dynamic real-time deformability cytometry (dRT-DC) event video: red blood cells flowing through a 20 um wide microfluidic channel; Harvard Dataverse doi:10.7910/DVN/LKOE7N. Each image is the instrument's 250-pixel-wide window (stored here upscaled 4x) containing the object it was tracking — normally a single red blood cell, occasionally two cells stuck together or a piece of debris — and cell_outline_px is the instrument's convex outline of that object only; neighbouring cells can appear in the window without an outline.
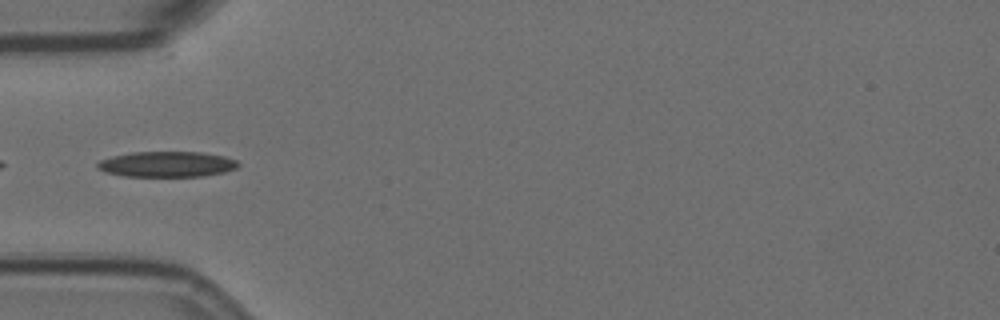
{"species": "Egyptian fruit bat (a non-hibernating species)", "species_latin": "Rousettus aegyptiacus", "temperature_condition": "room temperature", "stored_images_in_passage": 34, "camera_frame_rate_fps": 3000, "um_per_image_px": 0.085, "animal": {"sex": "female"}, "frame": {"image": 1, "passage_image": 1, "time_ms": 0.0, "image_size_px": [1000, 320], "cell_outline_px": [[240, 164], [236, 168], [224, 172], [200, 176], [124, 176], [104, 172], [96, 168], [96, 164], [100, 160], [112, 156], [132, 152], [204, 152], [224, 156], [236, 160]], "centroid_in_image_um": [14.16, 13.95], "position_along_channel_um": 70.8, "area_um2": 20.98}}
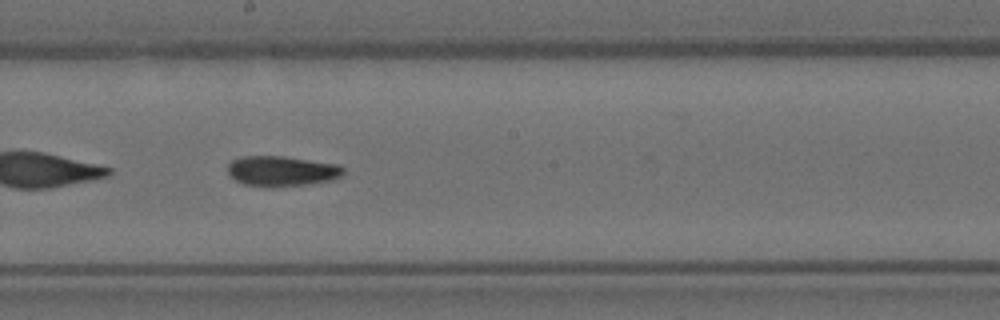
{"frame": {"image": 2, "passage_image": 14, "time_ms": 4.333, "image_size_px": [1000, 320], "cell_outline_px": [[344, 172], [336, 180], [308, 184], [272, 188], [264, 188], [244, 184], [236, 180], [228, 172], [228, 164], [232, 160], [244, 156], [284, 156], [340, 164], [344, 168]], "centroid_in_image_um": [23.99, 14.55], "position_along_channel_um": 224.2, "area_um2": 20.81}}
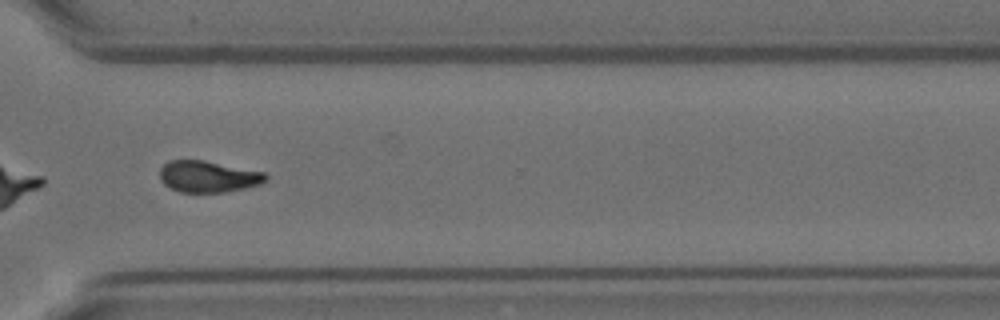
{"frame": {"image": 3, "passage_image": 25, "time_ms": 8.0, "image_size_px": [1000, 320], "cell_outline_px": [[268, 180], [260, 184], [244, 188], [224, 192], [180, 192], [164, 184], [160, 180], [160, 168], [168, 160], [204, 160], [264, 172], [268, 176]], "centroid_in_image_um": [17.69, 15.0], "position_along_channel_um": 352.9, "area_um2": 19.42}, "authors_computed_cell_mechanics": {"area_um2": 20.1433, "velocity_mm_per_s": 3.5225, "shape_relaxation_time_tau1_ms": null, "shape_relaxation_time_tau2_ms": 5.0321, "deformation_change_tau1": null, "deformation_change_tau2": 0.1156}}